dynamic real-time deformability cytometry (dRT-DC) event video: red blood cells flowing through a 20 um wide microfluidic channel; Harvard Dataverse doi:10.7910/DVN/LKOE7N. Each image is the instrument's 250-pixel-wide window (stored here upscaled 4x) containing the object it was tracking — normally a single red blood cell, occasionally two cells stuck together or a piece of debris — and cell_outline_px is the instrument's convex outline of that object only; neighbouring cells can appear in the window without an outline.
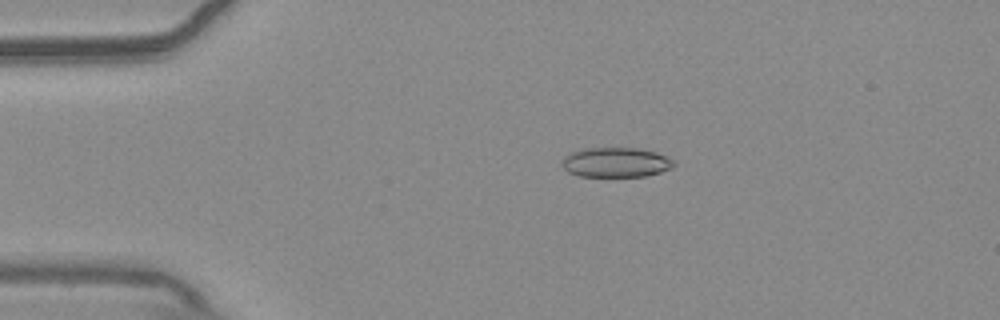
{"species": "common noctule bat (a hibernating species)", "species_latin": "Nyctalus noctula", "temperature_condition": "warm", "stored_images_in_passage": 53, "camera_frame_rate_fps": 3000, "um_per_image_px": 0.085, "animal": {"sex": "male", "body_mass_g": 20.4}, "frame": {"image": 1, "passage_image": 10, "time_ms": 3.0, "image_size_px": [1000, 320], "cell_outline_px": [[676, 164], [672, 168], [660, 172], [644, 176], [580, 176], [568, 172], [560, 164], [564, 156], [572, 152], [584, 148], [636, 148], [656, 152], [668, 156]], "centroid_in_image_um": [52.34, 13.79], "position_along_channel_um": 32.7, "area_um2": 19.42}}
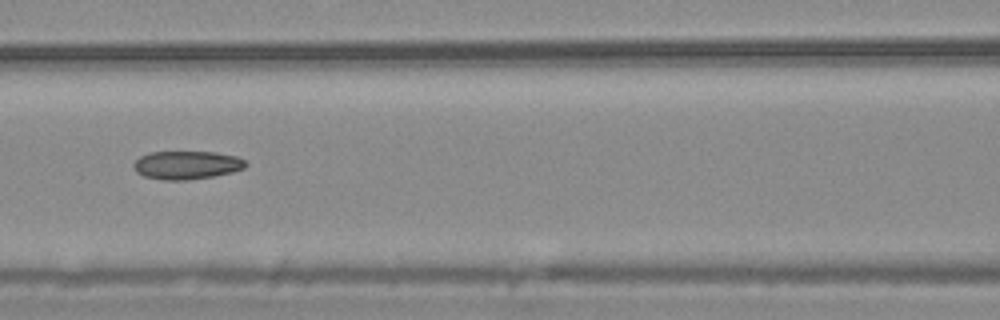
{"frame": {"image": 2, "passage_image": 23, "time_ms": 7.333, "image_size_px": [1000, 320], "cell_outline_px": [[248, 164], [244, 168], [232, 172], [212, 176], [188, 180], [164, 180], [144, 176], [136, 172], [132, 164], [140, 156], [148, 152], [216, 152], [236, 156], [244, 160]], "centroid_in_image_um": [15.85, 14.02], "position_along_channel_um": 150.7, "area_um2": 18.5}}
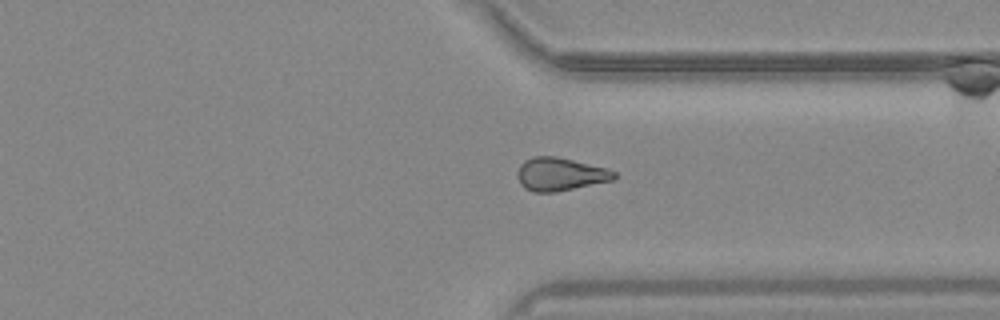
{"frame": {"image": 3, "passage_image": 40, "time_ms": 13.0, "image_size_px": [1000, 320], "cell_outline_px": [[616, 176], [612, 180], [556, 192], [532, 192], [524, 188], [520, 184], [516, 176], [516, 172], [520, 164], [524, 160], [532, 156], [556, 156], [608, 168], [616, 172]], "centroid_in_image_um": [47.56, 14.8], "position_along_channel_um": 363.8, "area_um2": 18.84}, "authors_computed_cell_mechanics": {"area_um2": 18.9006, "velocity_mm_per_s": 3.7559, "shape_relaxation_time_tau1_ms": null, "shape_relaxation_time_tau2_ms": 8.731, "deformation_change_tau1": null, "deformation_change_tau2": 0.1824}}